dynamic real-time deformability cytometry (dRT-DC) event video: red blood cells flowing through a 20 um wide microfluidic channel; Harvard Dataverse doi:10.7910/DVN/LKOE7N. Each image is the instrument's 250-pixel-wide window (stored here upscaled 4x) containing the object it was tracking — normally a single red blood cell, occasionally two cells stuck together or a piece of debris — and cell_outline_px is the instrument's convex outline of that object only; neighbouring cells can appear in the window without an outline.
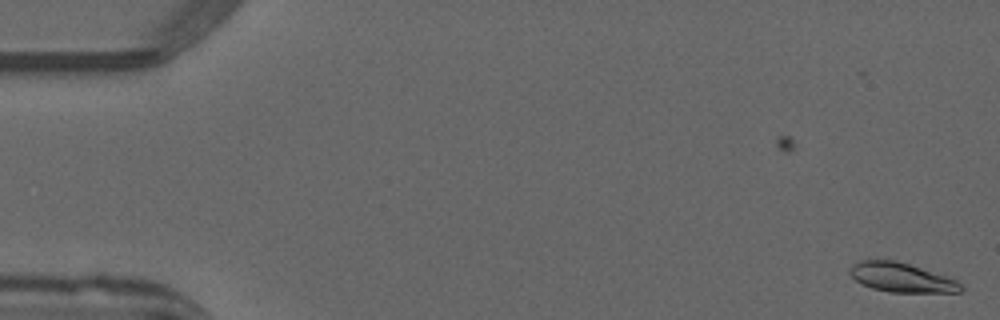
{"species": "common noctule bat (a hibernating species)", "species_latin": "Nyctalus noctula", "temperature_condition": "warm", "stored_images_in_passage": 4, "camera_frame_rate_fps": 3000, "um_per_image_px": 0.085, "animal": {"sex": "male", "forearm_length_mm": 52.5}, "frame": {"image": 1, "passage_image": 4, "time_ms": 1.0, "image_size_px": [1000, 320], "cell_outline_px": [[964, 288], [960, 292], [888, 292], [872, 288], [856, 280], [848, 272], [848, 268], [852, 264], [860, 260], [896, 260], [956, 280]], "centroid_in_image_um": [76.57, 23.59], "position_along_channel_um": 8.4, "area_um2": 18.67}}